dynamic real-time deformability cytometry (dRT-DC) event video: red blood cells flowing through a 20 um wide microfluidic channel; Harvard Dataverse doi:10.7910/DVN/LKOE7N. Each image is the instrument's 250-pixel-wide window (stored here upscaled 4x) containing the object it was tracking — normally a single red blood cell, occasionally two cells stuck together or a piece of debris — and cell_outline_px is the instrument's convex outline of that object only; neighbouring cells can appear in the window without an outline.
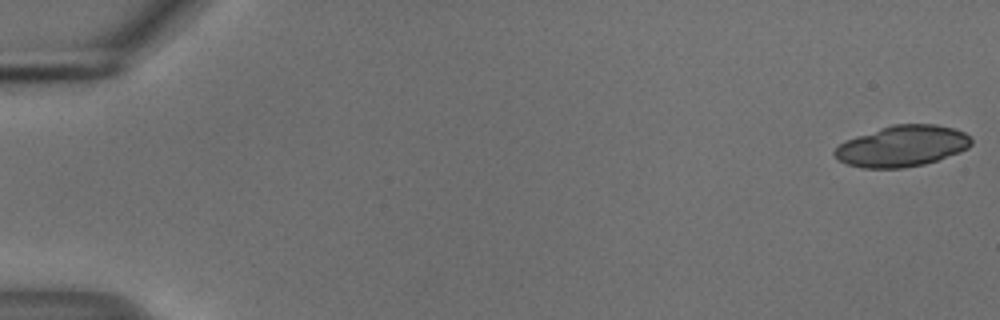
{"species": "common noctule bat (a hibernating species)", "species_latin": "Nyctalus noctula", "temperature_condition": "cold", "stored_images_in_passage": 29, "camera_frame_rate_fps": 3000, "um_per_image_px": 0.085, "animal": {"sex": "male", "body_mass_g": 18.8}, "frame": {"image": 1, "passage_image": 1, "time_ms": 0.0, "image_size_px": [1000, 320], "cell_outline_px": [[972, 144], [968, 148], [960, 152], [924, 164], [904, 168], [864, 168], [848, 164], [840, 160], [832, 152], [840, 144], [856, 136], [892, 124], [936, 124], [952, 128], [964, 132], [972, 140]], "centroid_in_image_um": [76.7, 12.41], "position_along_channel_um": 8.3, "area_um2": 32.43}}